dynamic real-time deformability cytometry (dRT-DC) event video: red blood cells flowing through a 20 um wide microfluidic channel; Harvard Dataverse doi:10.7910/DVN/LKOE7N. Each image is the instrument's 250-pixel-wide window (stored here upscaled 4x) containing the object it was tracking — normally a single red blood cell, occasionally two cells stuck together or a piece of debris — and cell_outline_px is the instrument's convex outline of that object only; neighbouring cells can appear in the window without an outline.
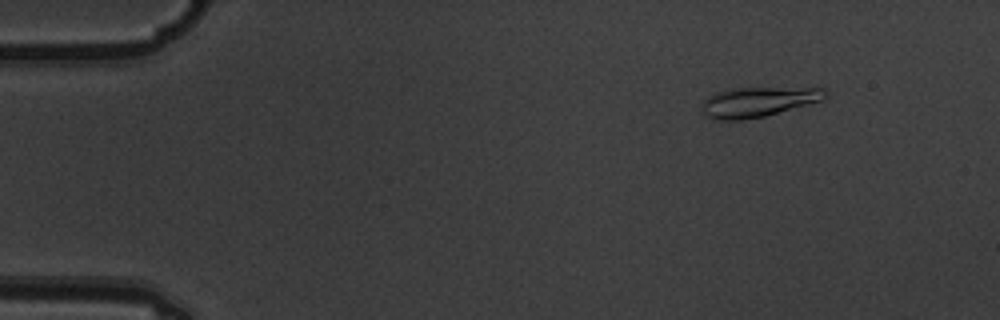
{"species": "common noctule bat (a hibernating species)", "species_latin": "Nyctalus noctula", "temperature_condition": "warm", "stored_images_in_passage": 5, "camera_frame_rate_fps": 3000, "um_per_image_px": 0.085, "animal": {"sex": "male", "body_mass_g": 19.5, "forearm_length_mm": 54.6}, "frame": {"image": 1, "passage_image": 2, "time_ms": 0.333, "image_size_px": [1000, 320], "cell_outline_px": [[828, 96], [824, 100], [764, 116], [740, 120], [720, 120], [708, 116], [704, 112], [700, 104], [708, 96], [716, 92], [732, 88], [824, 88], [828, 92]], "centroid_in_image_um": [64.46, 8.65], "position_along_channel_um": 20.5, "area_um2": 21.39}}